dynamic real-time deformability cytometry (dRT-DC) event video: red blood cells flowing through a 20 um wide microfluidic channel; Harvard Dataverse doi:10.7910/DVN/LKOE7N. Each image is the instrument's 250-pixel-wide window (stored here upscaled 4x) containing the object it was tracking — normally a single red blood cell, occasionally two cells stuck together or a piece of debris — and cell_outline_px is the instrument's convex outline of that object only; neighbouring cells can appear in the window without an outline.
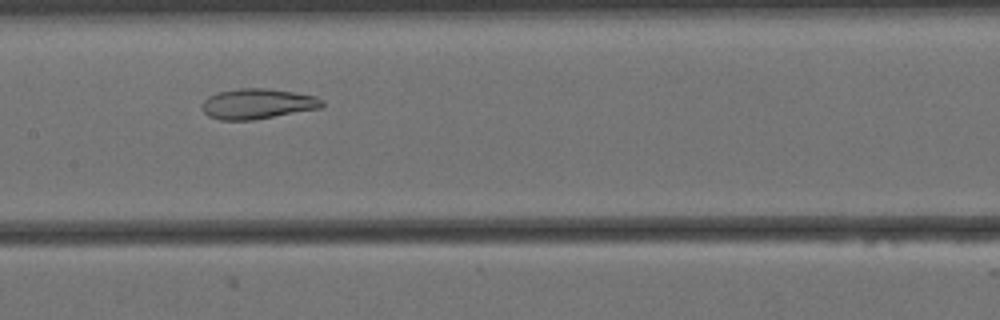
{"species": "Egyptian fruit bat (a non-hibernating species)", "species_latin": "Rousettus aegyptiacus", "temperature_condition": "cold", "stored_images_in_passage": 50, "camera_frame_rate_fps": 3000, "um_per_image_px": 0.085, "animal": {"sex": "female"}, "frame": {"image": 1, "passage_image": 20, "time_ms": 6.333, "image_size_px": [1000, 320], "cell_outline_px": [[324, 104], [320, 108], [252, 120], [220, 120], [208, 116], [200, 108], [200, 104], [208, 96], [220, 92], [240, 88], [268, 88], [316, 96], [324, 100]], "centroid_in_image_um": [21.86, 8.82], "position_along_channel_um": 185.5, "area_um2": 21.21}}
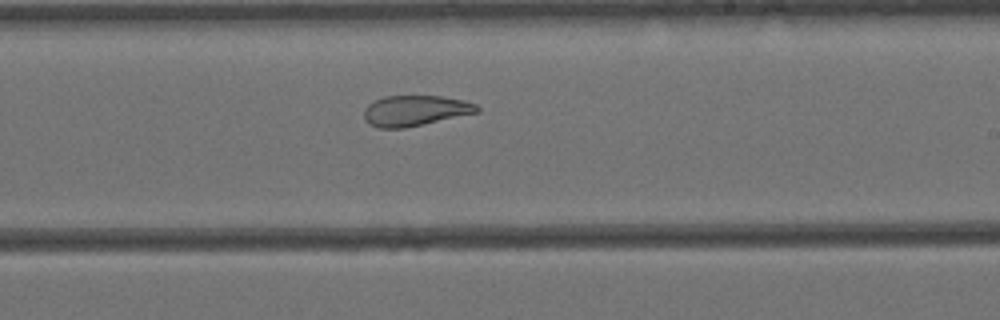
{"frame": {"image": 2, "passage_image": 26, "time_ms": 8.333, "image_size_px": [1000, 320], "cell_outline_px": [[480, 112], [424, 124], [404, 128], [380, 128], [368, 124], [364, 120], [364, 108], [368, 104], [384, 96], [440, 96], [464, 100], [476, 104], [480, 108]], "centroid_in_image_um": [35.29, 9.41], "position_along_channel_um": 253.7, "area_um2": 20.23}}
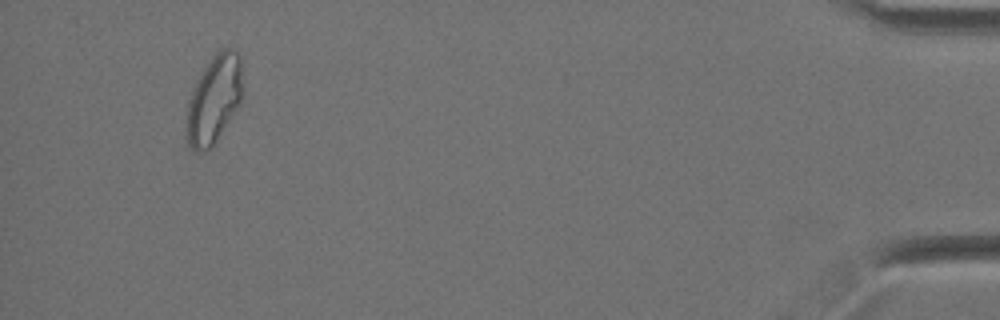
{"frame": {"image": 3, "passage_image": 47, "time_ms": 15.333, "image_size_px": [1000, 320], "cell_outline_px": [[240, 100], [236, 108], [212, 148], [196, 152], [192, 152], [188, 144], [188, 100], [196, 80], [212, 56], [216, 52], [224, 48], [236, 48], [240, 56]], "centroid_in_image_um": [18.17, 8.43], "position_along_channel_um": 417.0, "area_um2": 28.03}, "authors_computed_cell_mechanics": {"area_um2": 24.276, "velocity_mm_per_s": 3.4393, "shape_relaxation_time_tau1_ms": null, "shape_relaxation_time_tau2_ms": 2.3834, "deformation_change_tau1": null, "deformation_change_tau2": 0.0928}}